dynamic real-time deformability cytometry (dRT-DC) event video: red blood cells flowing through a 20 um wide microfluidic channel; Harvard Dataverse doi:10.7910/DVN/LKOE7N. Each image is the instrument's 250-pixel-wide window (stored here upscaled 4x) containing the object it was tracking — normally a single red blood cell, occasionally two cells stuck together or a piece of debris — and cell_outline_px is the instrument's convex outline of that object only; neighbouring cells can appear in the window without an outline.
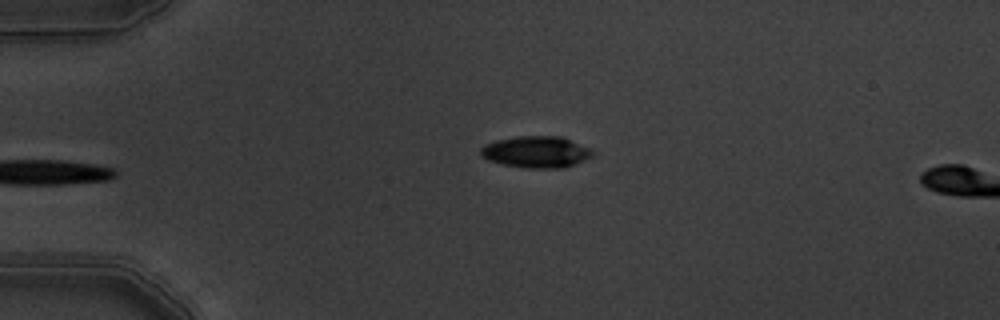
{"species": "common noctule bat (a hibernating species)", "species_latin": "Nyctalus noctula", "temperature_condition": "warm", "stored_images_in_passage": 5, "camera_frame_rate_fps": 3000, "um_per_image_px": 0.085, "animal": {"sex": "male", "body_mass_g": 19.5, "forearm_length_mm": 54.6}, "frame": {"image": 1, "passage_image": 5, "time_ms": 1.333, "image_size_px": [1000, 320], "cell_outline_px": [[596, 152], [592, 156], [584, 160], [564, 168], [528, 168], [504, 164], [488, 160], [480, 156], [480, 148], [484, 144], [496, 140], [516, 136], [560, 136], [588, 148]], "centroid_in_image_um": [45.54, 12.91], "position_along_channel_um": 39.5, "area_um2": 20.52}}